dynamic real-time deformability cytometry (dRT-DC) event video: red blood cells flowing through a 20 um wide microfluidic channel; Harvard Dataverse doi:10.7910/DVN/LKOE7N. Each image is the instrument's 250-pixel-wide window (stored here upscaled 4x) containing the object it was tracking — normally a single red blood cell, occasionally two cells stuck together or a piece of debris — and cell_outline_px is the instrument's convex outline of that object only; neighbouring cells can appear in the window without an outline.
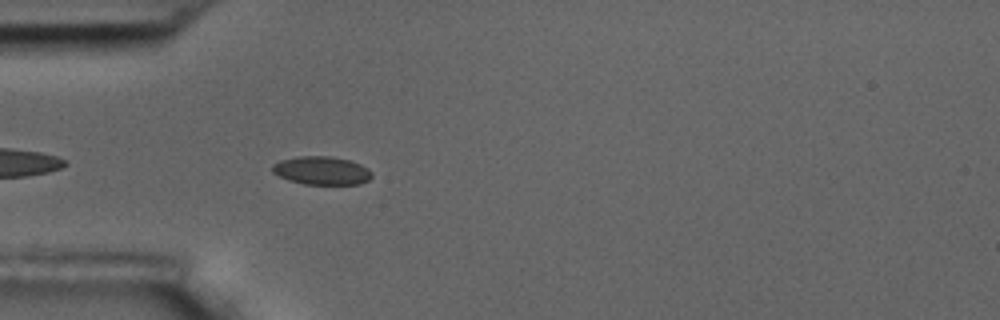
{"species": "common noctule bat (a hibernating species)", "species_latin": "Nyctalus noctula", "temperature_condition": "room temperature", "stored_images_in_passage": 43, "camera_frame_rate_fps": 3000, "um_per_image_px": 0.085, "animal": {"sex": "male", "body_mass_g": 17.5, "forearm_length_mm": 52.3}, "frame": {"image": 1, "passage_image": 4, "time_ms": 1.0, "image_size_px": [1000, 320], "cell_outline_px": [[372, 176], [368, 180], [360, 184], [304, 184], [288, 180], [272, 172], [272, 164], [280, 160], [300, 156], [332, 156], [348, 160], [360, 164], [368, 168], [372, 172]], "centroid_in_image_um": [27.34, 14.5], "position_along_channel_um": 57.7, "area_um2": 16.42}}
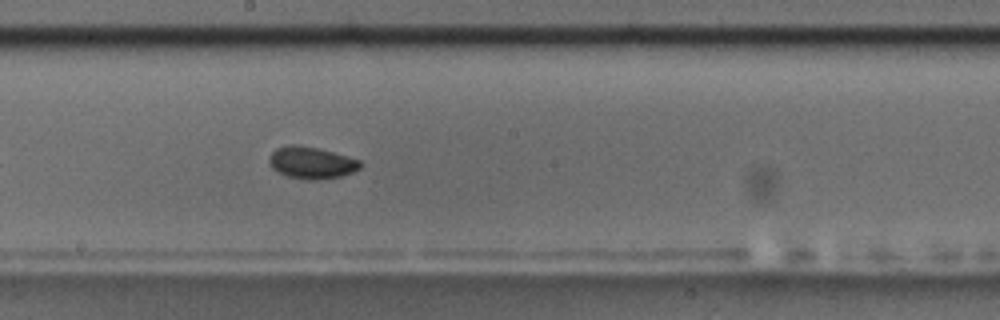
{"frame": {"image": 2, "passage_image": 18, "time_ms": 5.667, "image_size_px": [1000, 320], "cell_outline_px": [[360, 168], [352, 172], [340, 176], [316, 180], [308, 180], [288, 176], [272, 168], [268, 160], [272, 152], [276, 148], [288, 144], [296, 144], [316, 148], [332, 152], [360, 160]], "centroid_in_image_um": [26.44, 13.82], "position_along_channel_um": 221.8, "area_um2": 16.7}}
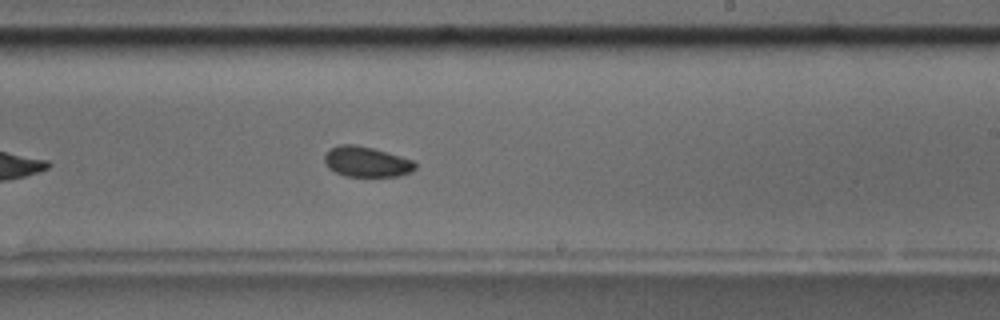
{"frame": {"image": 3, "passage_image": 21, "time_ms": 6.667, "image_size_px": [1000, 320], "cell_outline_px": [[416, 168], [412, 172], [400, 176], [344, 176], [328, 168], [324, 160], [324, 156], [332, 148], [340, 144], [356, 144], [372, 148], [412, 160], [416, 164]], "centroid_in_image_um": [31.15, 13.76], "position_along_channel_um": 257.8, "area_um2": 15.9}, "authors_computed_cell_mechanics": {"area_um2": 16.2418, "velocity_mm_per_s": 3.6178, "shape_relaxation_time_tau1_ms": 4.6664, "shape_relaxation_time_tau2_ms": 2.347, "deformation_change_tau1": 0.0561, "deformation_change_tau2": 0.0564}}